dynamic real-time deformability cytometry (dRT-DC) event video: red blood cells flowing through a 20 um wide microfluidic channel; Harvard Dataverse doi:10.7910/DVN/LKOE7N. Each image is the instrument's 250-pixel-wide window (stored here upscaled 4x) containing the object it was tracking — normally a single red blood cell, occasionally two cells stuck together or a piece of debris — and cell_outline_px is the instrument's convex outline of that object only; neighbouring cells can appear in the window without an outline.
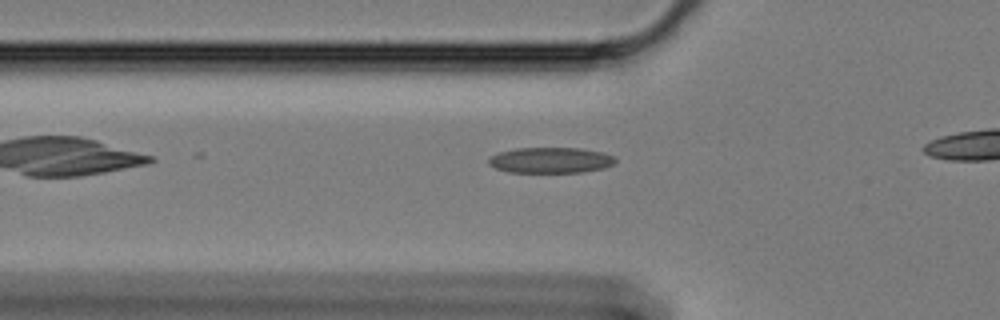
{"species": "Egyptian fruit bat (a non-hibernating species)", "species_latin": "Rousettus aegyptiacus", "temperature_condition": "cold", "stored_images_in_passage": 13, "camera_frame_rate_fps": 3000, "um_per_image_px": 0.085, "animal": {"sex": "female"}, "frame": {"image": 1, "passage_image": 2, "time_ms": 0.333, "image_size_px": [1000, 320], "cell_outline_px": [[616, 160], [612, 164], [604, 168], [580, 172], [508, 172], [496, 168], [488, 164], [488, 160], [492, 156], [500, 152], [516, 148], [580, 148], [604, 152], [616, 156]], "centroid_in_image_um": [46.83, 13.61], "position_along_channel_um": 79.0, "area_um2": 18.96}}
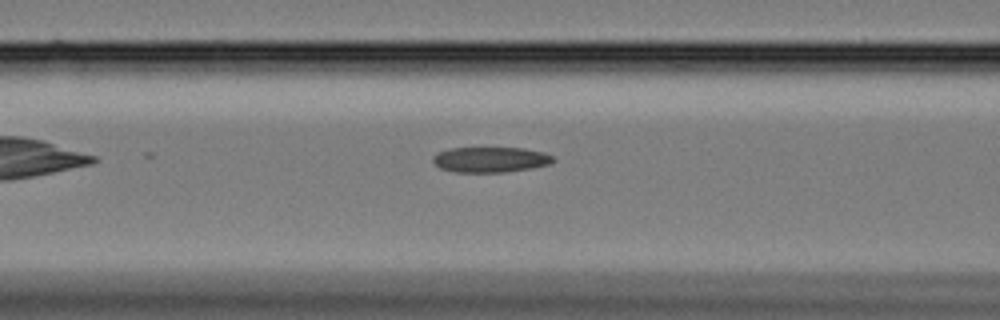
{"frame": {"image": 2, "passage_image": 6, "time_ms": 1.667, "image_size_px": [1000, 320], "cell_outline_px": [[556, 160], [552, 164], [532, 168], [504, 172], [456, 172], [440, 168], [432, 160], [432, 156], [440, 152], [452, 148], [524, 148], [544, 152], [556, 156]], "centroid_in_image_um": [41.77, 13.56], "position_along_channel_um": 124.8, "area_um2": 17.92}}
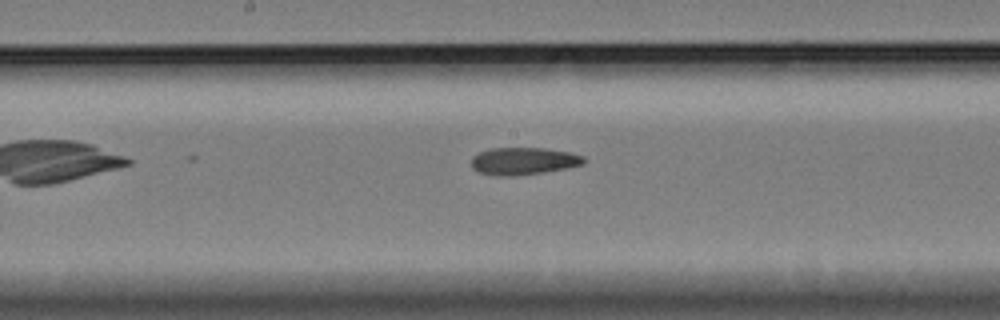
{"frame": {"image": 3, "passage_image": 13, "time_ms": 4.0, "image_size_px": [1000, 320], "cell_outline_px": [[584, 164], [568, 168], [544, 172], [516, 176], [496, 176], [476, 172], [472, 168], [472, 156], [480, 152], [492, 148], [544, 148], [568, 152], [584, 156]], "centroid_in_image_um": [44.47, 13.7], "position_along_channel_um": 203.7, "area_um2": 18.03}}